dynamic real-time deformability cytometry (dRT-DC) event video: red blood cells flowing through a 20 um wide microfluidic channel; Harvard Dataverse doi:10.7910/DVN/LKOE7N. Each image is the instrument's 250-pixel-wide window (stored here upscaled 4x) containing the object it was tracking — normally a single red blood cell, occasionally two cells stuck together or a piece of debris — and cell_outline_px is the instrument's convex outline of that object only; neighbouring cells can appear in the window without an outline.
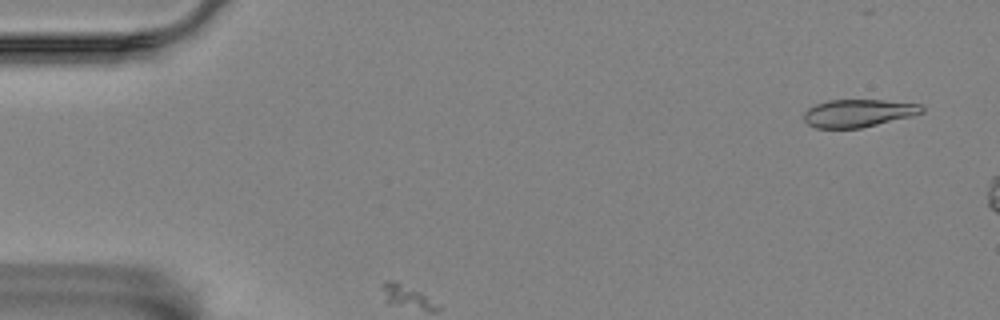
{"species": "Egyptian fruit bat (a non-hibernating species)", "species_latin": "Rousettus aegyptiacus", "temperature_condition": "room temperature", "stored_images_in_passage": 37, "camera_frame_rate_fps": 3000, "um_per_image_px": 0.085, "animal": {"sex": "female"}, "frame": {"image": 1, "passage_image": 3, "time_ms": 0.667, "image_size_px": [1000, 320], "cell_outline_px": [[924, 112], [912, 116], [860, 128], [816, 128], [808, 124], [804, 120], [804, 112], [808, 108], [816, 104], [828, 100], [884, 100], [920, 104], [924, 108]], "centroid_in_image_um": [72.95, 9.61], "position_along_channel_um": 12.0, "area_um2": 19.02}}